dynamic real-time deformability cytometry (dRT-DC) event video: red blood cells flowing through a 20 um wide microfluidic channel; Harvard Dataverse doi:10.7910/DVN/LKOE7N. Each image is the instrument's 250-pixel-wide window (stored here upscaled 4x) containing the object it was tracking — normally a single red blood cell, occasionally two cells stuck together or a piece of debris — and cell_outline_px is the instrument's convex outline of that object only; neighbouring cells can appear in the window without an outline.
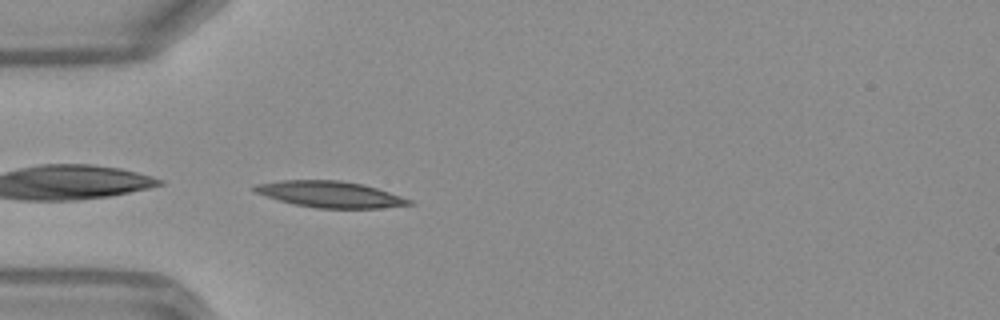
{"species": "Egyptian fruit bat (a non-hibernating species)", "species_latin": "Rousettus aegyptiacus", "temperature_condition": "warm", "stored_images_in_passage": 29, "camera_frame_rate_fps": 3000, "um_per_image_px": 0.085, "frame": {"image": 1, "passage_image": 1, "time_ms": 0.0, "image_size_px": [1000, 320], "cell_outline_px": [[416, 204], [380, 208], [316, 208], [292, 204], [256, 192], [252, 188], [256, 184], [280, 180], [340, 180], [360, 184], [376, 188], [412, 200]], "centroid_in_image_um": [28.07, 16.52], "position_along_channel_um": 56.9, "area_um2": 23.41}}
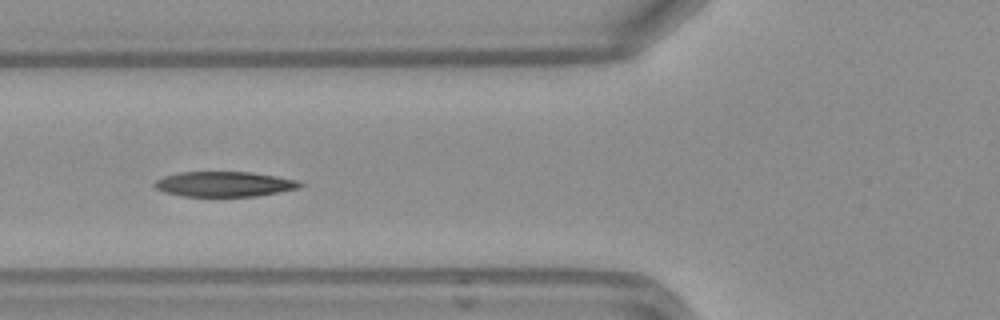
{"frame": {"image": 2, "passage_image": 5, "time_ms": 1.333, "image_size_px": [1000, 320], "cell_outline_px": [[304, 184], [300, 188], [256, 196], [184, 196], [164, 192], [156, 188], [152, 184], [156, 180], [164, 176], [180, 172], [252, 172], [300, 180]], "centroid_in_image_um": [19.09, 15.64], "position_along_channel_um": 106.7, "area_um2": 21.33}, "authors_computed_cell_mechanics": {"area_um2": 22.253, "velocity_mm_per_s": 4.1243, "shape_relaxation_time_tau1_ms": 2.6598, "shape_relaxation_time_tau2_ms": 1.9737, "deformation_change_tau1": 0.153, "deformation_change_tau2": 0.0931}}